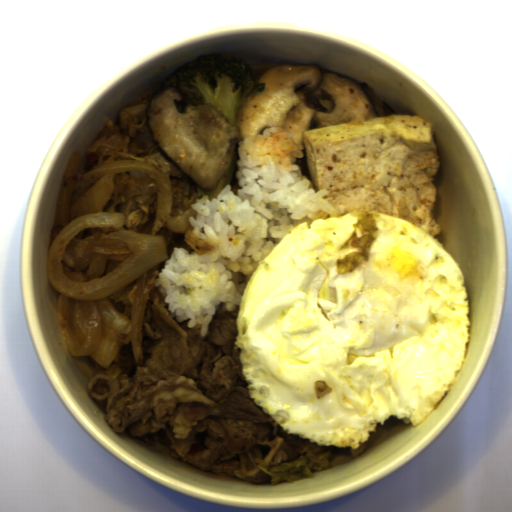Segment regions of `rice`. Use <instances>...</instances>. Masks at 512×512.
Wrapping results in <instances>:
<instances>
[{
	"mask_svg": "<svg viewBox=\"0 0 512 512\" xmlns=\"http://www.w3.org/2000/svg\"><path fill=\"white\" fill-rule=\"evenodd\" d=\"M296 132L268 127L254 140L238 142L235 194L227 184L217 198L195 199L189 216L193 228L187 243L194 252L173 248L171 259L154 279L153 286L168 304L170 317L209 334L213 315L240 306L246 286L264 259L298 225L309 230L317 219L341 217L346 208L317 193L303 175L297 158L305 147L293 138Z\"/></svg>",
	"mask_w": 512,
	"mask_h": 512,
	"instance_id": "obj_1",
	"label": "rice"
}]
</instances>
